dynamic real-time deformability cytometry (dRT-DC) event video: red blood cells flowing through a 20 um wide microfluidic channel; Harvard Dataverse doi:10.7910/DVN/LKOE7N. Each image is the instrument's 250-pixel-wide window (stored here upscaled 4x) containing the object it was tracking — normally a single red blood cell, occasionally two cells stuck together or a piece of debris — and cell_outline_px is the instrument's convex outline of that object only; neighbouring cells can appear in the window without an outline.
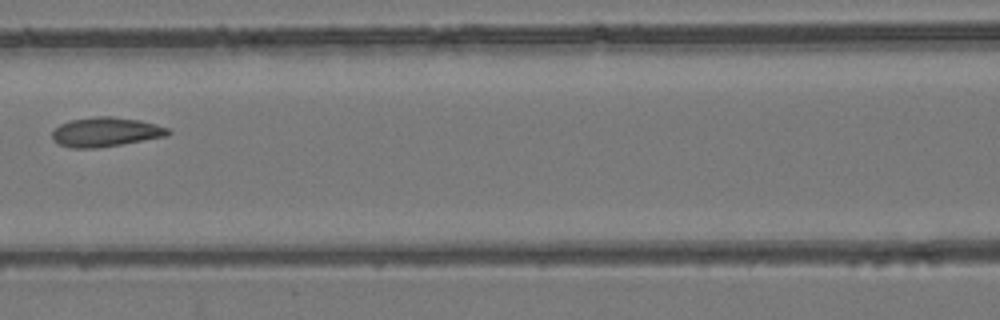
{"species": "common noctule bat (a hibernating species)", "species_latin": "Nyctalus noctula", "temperature_condition": "room temperature", "stored_images_in_passage": 6, "camera_frame_rate_fps": 3000, "um_per_image_px": 0.085, "animal": {"sex": "female", "body_mass_g": 24.6, "forearm_length_mm": 56.2}, "frame": {"image": 1, "passage_image": 6, "time_ms": 6.667, "image_size_px": [1000, 320], "cell_outline_px": [[172, 132], [168, 136], [96, 148], [72, 148], [60, 144], [52, 140], [52, 132], [60, 124], [72, 120], [96, 116], [112, 116], [140, 120], [156, 124], [168, 128]], "centroid_in_image_um": [9.0, 11.21], "position_along_channel_um": 157.6, "area_um2": 19.77}}